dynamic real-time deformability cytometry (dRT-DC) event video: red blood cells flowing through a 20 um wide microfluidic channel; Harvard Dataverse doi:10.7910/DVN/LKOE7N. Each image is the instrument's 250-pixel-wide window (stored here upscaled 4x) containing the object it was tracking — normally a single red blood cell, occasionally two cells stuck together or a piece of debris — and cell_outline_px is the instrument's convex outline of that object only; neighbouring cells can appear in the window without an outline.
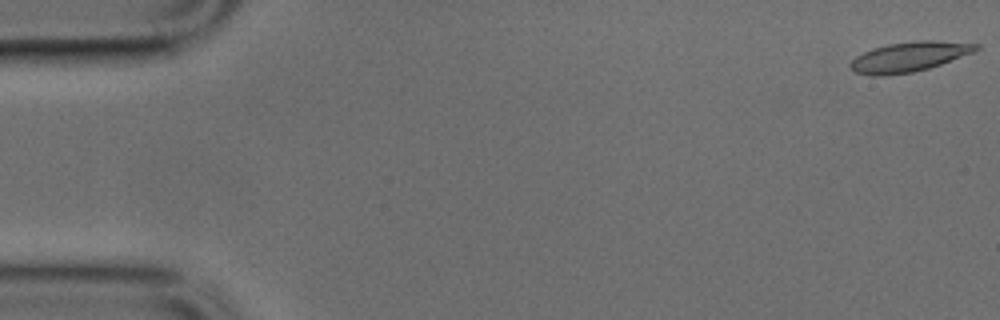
{"species": "common noctule bat (a hibernating species)", "species_latin": "Nyctalus noctula", "temperature_condition": "cold", "stored_images_in_passage": 4, "camera_frame_rate_fps": 3000, "um_per_image_px": 0.085, "animal": {"sex": "male", "body_mass_g": 17.9, "forearm_length_mm": 54.2}, "frame": {"image": 1, "passage_image": 1, "time_ms": 0.0, "image_size_px": [1000, 320], "cell_outline_px": [[980, 48], [972, 52], [940, 64], [928, 68], [912, 72], [884, 76], [872, 76], [856, 72], [848, 64], [856, 56], [872, 48], [888, 44], [920, 40], [936, 40], [980, 44]], "centroid_in_image_um": [77.25, 4.82], "position_along_channel_um": 7.7, "area_um2": 21.68}}